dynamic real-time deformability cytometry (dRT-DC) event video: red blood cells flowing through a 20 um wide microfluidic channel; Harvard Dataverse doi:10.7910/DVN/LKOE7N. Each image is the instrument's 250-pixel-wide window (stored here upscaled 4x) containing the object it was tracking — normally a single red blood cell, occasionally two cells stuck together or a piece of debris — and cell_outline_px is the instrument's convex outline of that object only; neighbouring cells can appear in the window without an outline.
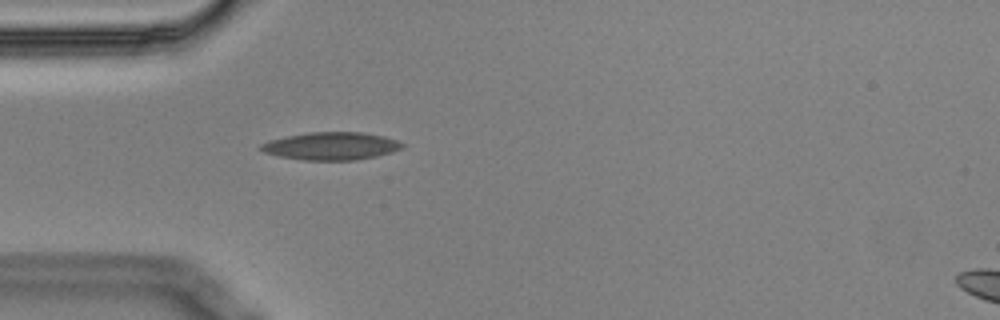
{"species": "Egyptian fruit bat (a non-hibernating species)", "species_latin": "Rousettus aegyptiacus", "temperature_condition": "cold", "stored_images_in_passage": 1, "camera_frame_rate_fps": 3000, "um_per_image_px": 0.085, "animal": {"sex": "male"}, "frame": {"image": 1, "passage_image": 1, "time_ms": 0.0, "image_size_px": [1000, 320], "cell_outline_px": [[404, 148], [392, 152], [376, 156], [356, 160], [304, 160], [280, 156], [264, 152], [260, 148], [260, 144], [268, 140], [308, 132], [360, 132], [384, 136], [396, 140], [404, 144]], "centroid_in_image_um": [28.17, 12.41], "position_along_channel_um": 56.8, "area_um2": 22.77}}